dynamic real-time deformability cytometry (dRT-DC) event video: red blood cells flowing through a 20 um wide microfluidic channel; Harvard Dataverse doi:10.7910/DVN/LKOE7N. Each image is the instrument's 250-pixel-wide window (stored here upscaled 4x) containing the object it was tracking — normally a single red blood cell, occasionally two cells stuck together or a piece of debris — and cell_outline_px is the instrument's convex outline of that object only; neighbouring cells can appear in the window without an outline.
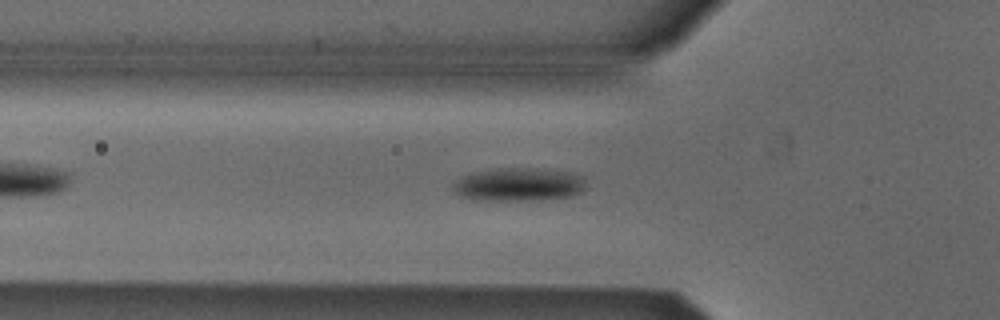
{"species": "Egyptian fruit bat (a non-hibernating species)", "species_latin": "Rousettus aegyptiacus", "temperature_condition": "cold", "stored_images_in_passage": 36, "camera_frame_rate_fps": 3000, "um_per_image_px": 0.085, "animal": {"sex": "male"}, "frame": {"image": 1, "passage_image": 8, "time_ms": 2.333, "image_size_px": [1000, 320], "cell_outline_px": [[584, 188], [580, 192], [572, 196], [536, 200], [484, 200], [460, 196], [452, 188], [464, 176], [472, 172], [500, 168], [536, 168], [572, 172], [584, 176]], "centroid_in_image_um": [44.16, 15.67], "position_along_channel_um": 81.6, "area_um2": 25.55}}
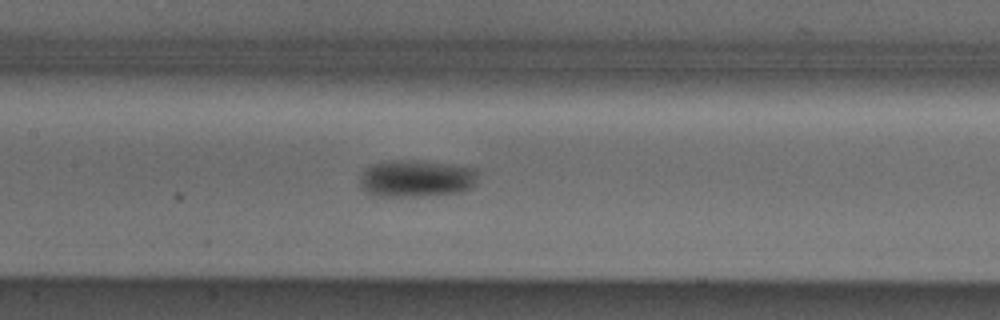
{"frame": {"image": 2, "passage_image": 15, "time_ms": 4.667, "image_size_px": [1000, 320], "cell_outline_px": [[476, 176], [472, 184], [468, 188], [460, 192], [416, 196], [372, 196], [364, 192], [360, 188], [360, 176], [364, 168], [372, 164], [384, 160], [424, 160], [476, 168]], "centroid_in_image_um": [35.28, 15.15], "position_along_channel_um": 172.1, "area_um2": 25.78}}
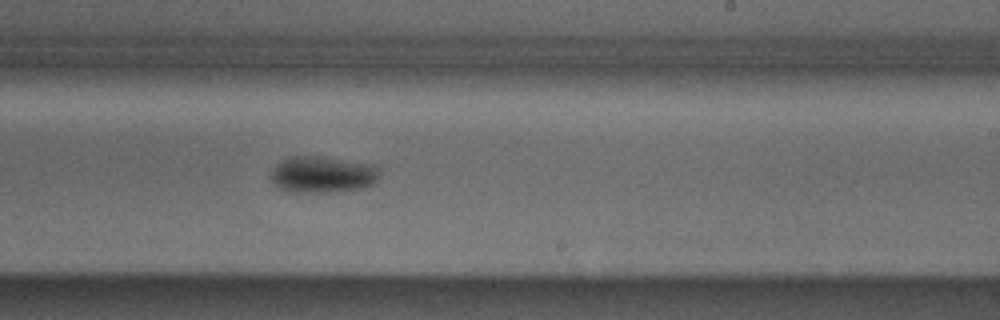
{"frame": {"image": 3, "passage_image": 22, "time_ms": 7.0, "image_size_px": [1000, 320], "cell_outline_px": [[380, 172], [376, 180], [372, 184], [364, 188], [328, 192], [292, 192], [280, 188], [272, 184], [268, 176], [272, 168], [280, 160], [288, 156], [316, 156], [376, 164], [380, 168]], "centroid_in_image_um": [27.38, 14.82], "position_along_channel_um": 261.6, "area_um2": 23.58}}